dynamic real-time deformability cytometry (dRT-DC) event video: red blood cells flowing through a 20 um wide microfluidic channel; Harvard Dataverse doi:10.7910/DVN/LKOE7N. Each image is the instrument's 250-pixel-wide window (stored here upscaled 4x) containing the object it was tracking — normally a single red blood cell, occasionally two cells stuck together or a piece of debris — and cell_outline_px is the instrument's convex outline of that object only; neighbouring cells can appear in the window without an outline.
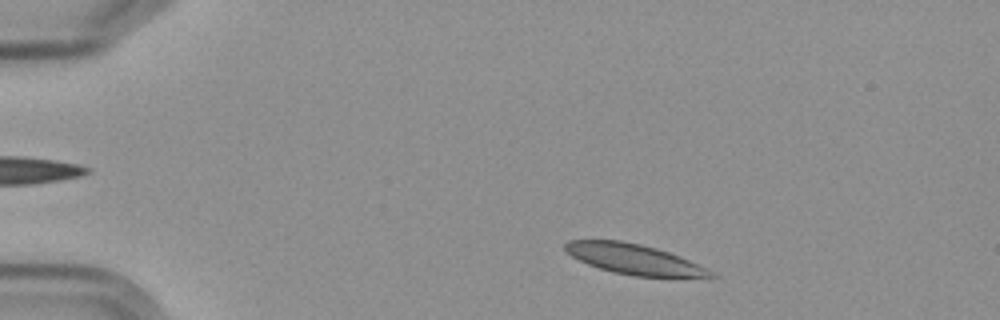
{"species": "Egyptian fruit bat (a non-hibernating species)", "species_latin": "Rousettus aegyptiacus", "temperature_condition": "cold", "stored_images_in_passage": 3, "camera_frame_rate_fps": 3000, "um_per_image_px": 0.085, "frame": {"image": 1, "passage_image": 1, "time_ms": 0.0, "image_size_px": [1000, 320], "cell_outline_px": [[716, 276], [632, 276], [612, 272], [588, 264], [572, 256], [564, 248], [564, 244], [568, 240], [620, 240], [640, 244], [656, 248], [680, 256], [712, 272]], "centroid_in_image_um": [53.8, 22.01], "position_along_channel_um": 31.2, "area_um2": 24.97}}